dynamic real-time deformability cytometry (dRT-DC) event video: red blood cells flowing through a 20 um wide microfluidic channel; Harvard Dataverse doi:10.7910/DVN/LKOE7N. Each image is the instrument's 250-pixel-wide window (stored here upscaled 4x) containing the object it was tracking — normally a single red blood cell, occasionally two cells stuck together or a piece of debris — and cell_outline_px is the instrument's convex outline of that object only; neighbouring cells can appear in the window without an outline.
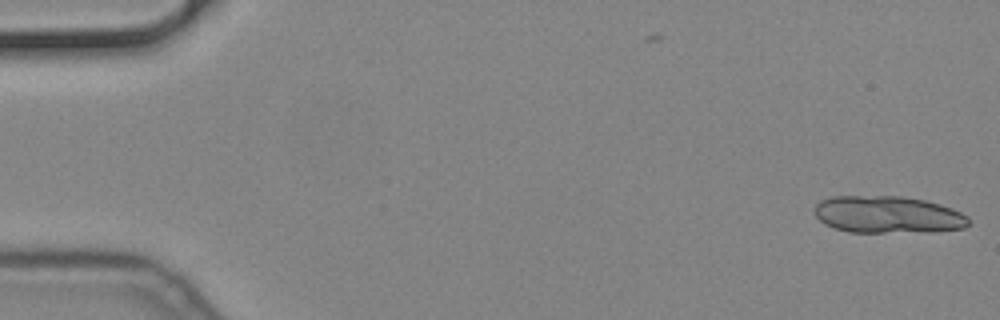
{"species": "common noctule bat (a hibernating species)", "species_latin": "Nyctalus noctula", "temperature_condition": "cold", "stored_images_in_passage": 14, "camera_frame_rate_fps": 3000, "um_per_image_px": 0.085, "animal": {"sex": "male", "body_mass_g": 19.2, "forearm_length_mm": 51.8}, "frame": {"image": 1, "passage_image": 1, "time_ms": 0.0, "image_size_px": [1000, 320], "cell_outline_px": [[968, 224], [964, 228], [932, 232], [848, 232], [824, 224], [816, 216], [812, 208], [820, 200], [832, 196], [900, 196], [924, 200], [940, 204], [952, 208], [968, 216]], "centroid_in_image_um": [75.44, 18.24], "position_along_channel_um": 9.6, "area_um2": 33.58}}